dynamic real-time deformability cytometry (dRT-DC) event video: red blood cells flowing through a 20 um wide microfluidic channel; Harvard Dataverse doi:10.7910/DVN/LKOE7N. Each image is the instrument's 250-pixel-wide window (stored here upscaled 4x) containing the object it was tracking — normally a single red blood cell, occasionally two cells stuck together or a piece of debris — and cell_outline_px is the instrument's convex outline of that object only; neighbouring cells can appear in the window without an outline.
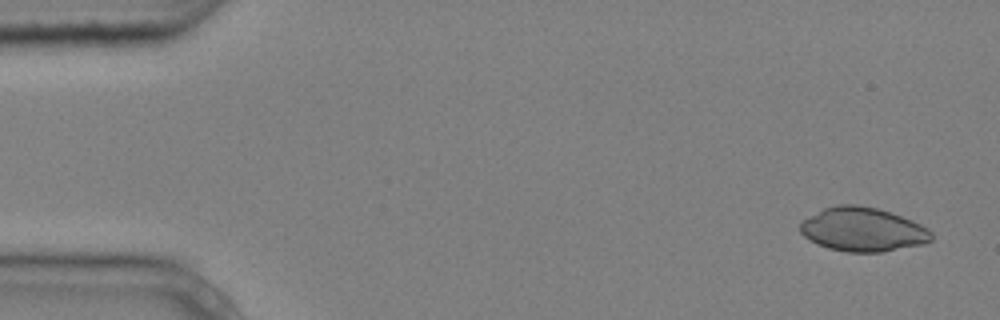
{"species": "common noctule bat (a hibernating species)", "species_latin": "Nyctalus noctula", "temperature_condition": "cold", "stored_images_in_passage": 4, "camera_frame_rate_fps": 3000, "um_per_image_px": 0.085, "animal": {"sex": "male", "body_mass_g": 20.4}, "frame": {"image": 1, "passage_image": 1, "time_ms": 0.0, "image_size_px": [1000, 320], "cell_outline_px": [[932, 240], [924, 244], [880, 252], [848, 252], [828, 248], [816, 244], [804, 236], [800, 232], [800, 224], [804, 220], [824, 208], [836, 204], [856, 204], [876, 208], [912, 220], [928, 228], [932, 232]], "centroid_in_image_um": [73.34, 19.51], "position_along_channel_um": 11.7, "area_um2": 33.47}}